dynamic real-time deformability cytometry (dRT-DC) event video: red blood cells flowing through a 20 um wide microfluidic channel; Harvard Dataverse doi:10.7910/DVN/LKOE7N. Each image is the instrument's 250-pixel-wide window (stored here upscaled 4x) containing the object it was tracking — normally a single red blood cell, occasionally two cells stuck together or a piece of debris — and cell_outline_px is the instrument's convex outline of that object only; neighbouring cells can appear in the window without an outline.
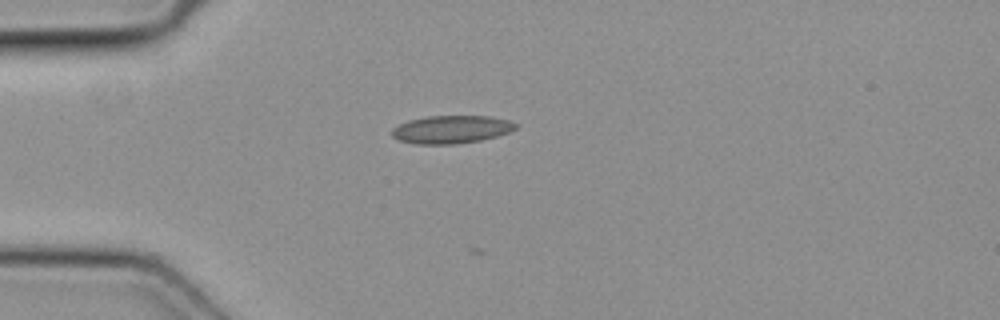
{"species": "common noctule bat (a hibernating species)", "species_latin": "Nyctalus noctula", "temperature_condition": "cold", "stored_images_in_passage": 11, "camera_frame_rate_fps": 3000, "um_per_image_px": 0.085, "animal": {"sex": "female", "body_mass_g": 19.3, "forearm_length_mm": 54.1}, "frame": {"image": 1, "passage_image": 1, "time_ms": 0.0, "image_size_px": [1000, 320], "cell_outline_px": [[516, 128], [508, 132], [496, 136], [480, 140], [456, 144], [416, 144], [400, 140], [392, 136], [392, 128], [408, 120], [428, 116], [488, 116], [508, 120], [516, 124]], "centroid_in_image_um": [38.34, 11.0], "position_along_channel_um": 46.7, "area_um2": 19.94}}
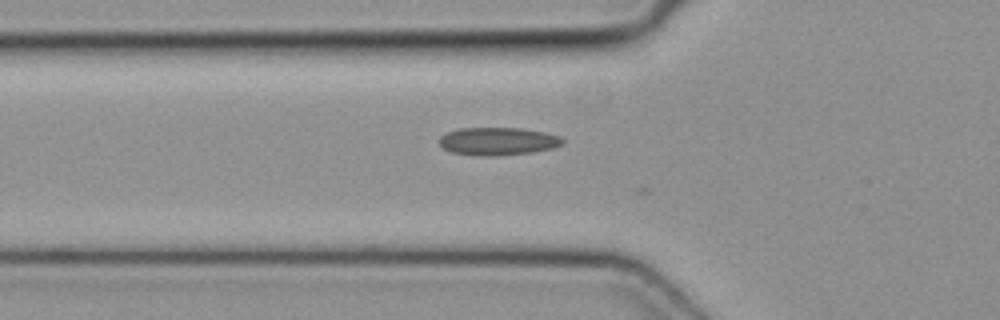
{"frame": {"image": 2, "passage_image": 5, "time_ms": 1.333, "image_size_px": [1000, 320], "cell_outline_px": [[564, 144], [552, 148], [532, 152], [492, 156], [484, 156], [452, 152], [444, 148], [440, 144], [440, 136], [448, 132], [460, 128], [520, 128], [544, 132], [560, 136], [564, 140]], "centroid_in_image_um": [42.35, 12.0], "position_along_channel_um": 83.5, "area_um2": 19.83}}
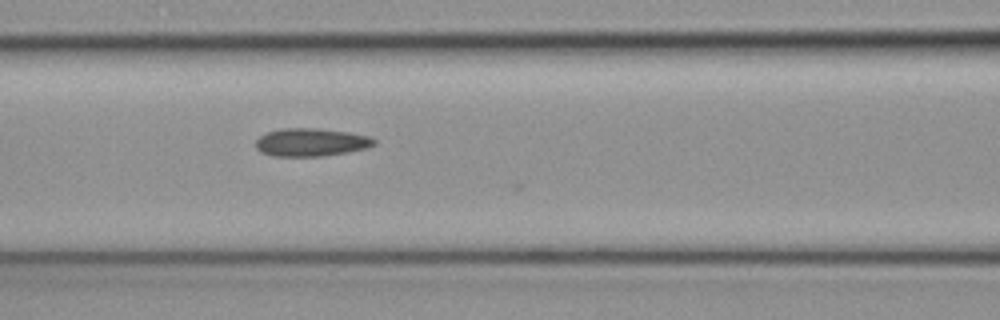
{"frame": {"image": 3, "passage_image": 9, "time_ms": 2.667, "image_size_px": [1000, 320], "cell_outline_px": [[376, 144], [368, 148], [348, 152], [320, 156], [272, 156], [260, 152], [256, 148], [256, 140], [260, 136], [268, 132], [280, 128], [316, 128], [348, 132], [368, 136], [376, 140]], "centroid_in_image_um": [26.43, 12.09], "position_along_channel_um": 140.2, "area_um2": 19.36}}